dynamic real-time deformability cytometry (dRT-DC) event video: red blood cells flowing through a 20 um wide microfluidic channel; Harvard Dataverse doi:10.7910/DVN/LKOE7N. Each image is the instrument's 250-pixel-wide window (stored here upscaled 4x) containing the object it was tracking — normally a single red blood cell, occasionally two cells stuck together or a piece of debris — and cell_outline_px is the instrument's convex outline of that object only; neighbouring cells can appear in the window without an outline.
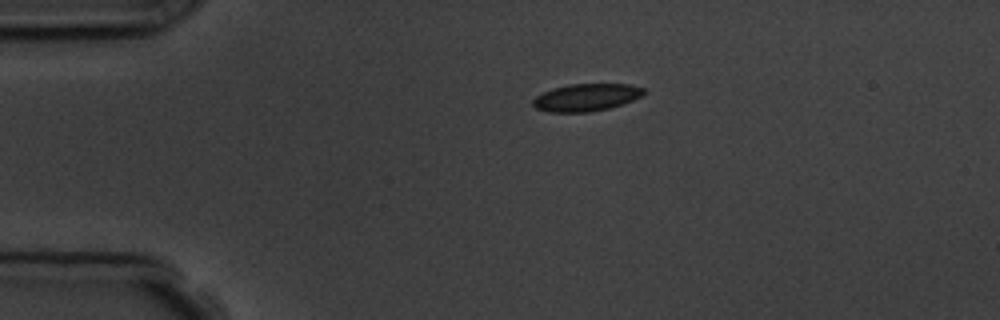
{"species": "common noctule bat (a hibernating species)", "species_latin": "Nyctalus noctula", "temperature_condition": "room temperature", "stored_images_in_passage": 2, "camera_frame_rate_fps": 3000, "um_per_image_px": 0.085, "animal": {"sex": "male", "body_mass_g": 19.5, "forearm_length_mm": 54.6}, "frame": {"image": 1, "passage_image": 1, "time_ms": 0.0, "image_size_px": [1000, 320], "cell_outline_px": [[644, 92], [640, 96], [624, 104], [608, 108], [588, 112], [548, 112], [536, 108], [532, 104], [532, 100], [536, 96], [552, 88], [568, 84], [632, 84], [644, 88]], "centroid_in_image_um": [49.81, 8.27], "position_along_channel_um": 35.2, "area_um2": 17.69}}